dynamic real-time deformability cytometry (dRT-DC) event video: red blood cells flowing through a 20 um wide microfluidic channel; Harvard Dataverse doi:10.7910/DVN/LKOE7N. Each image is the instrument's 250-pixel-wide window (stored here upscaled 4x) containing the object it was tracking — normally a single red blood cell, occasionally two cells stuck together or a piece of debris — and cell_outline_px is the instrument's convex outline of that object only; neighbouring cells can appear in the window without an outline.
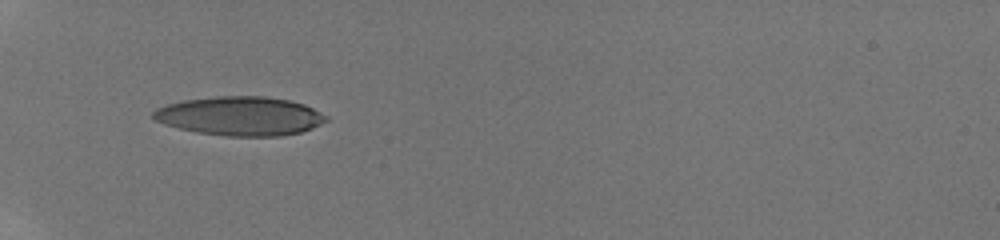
{"species": "human", "species_latin": "Homo sapiens", "temperature_condition": "room temperature", "stored_images_in_passage": 34, "camera_frame_rate_fps": 3000, "um_per_image_px": 0.085, "donor": {"sex": "male"}, "frame": {"image": 1, "passage_image": 1, "time_ms": 0.0, "image_size_px": [1000, 240], "cell_outline_px": [[328, 120], [312, 128], [300, 132], [280, 136], [228, 136], [200, 132], [180, 128], [164, 124], [156, 120], [152, 116], [152, 112], [156, 108], [168, 104], [184, 100], [216, 96], [264, 96], [288, 100], [304, 104], [328, 116]], "centroid_in_image_um": [20.42, 9.86], "position_along_channel_um": 64.6, "area_um2": 39.02}}
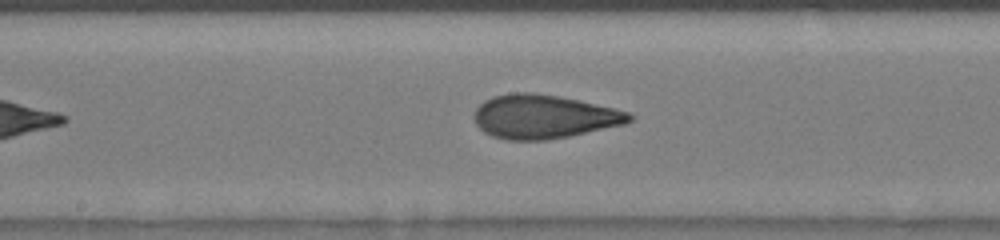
{"frame": {"image": 2, "passage_image": 19, "time_ms": 3.667, "image_size_px": [1000, 240], "cell_outline_px": [[636, 116], [632, 120], [624, 124], [568, 136], [548, 140], [508, 140], [492, 136], [484, 132], [476, 124], [476, 108], [484, 100], [492, 96], [512, 92], [532, 92], [560, 96], [616, 108], [628, 112]], "centroid_in_image_um": [46.24, 9.9], "position_along_channel_um": 202.0, "area_um2": 39.59}}
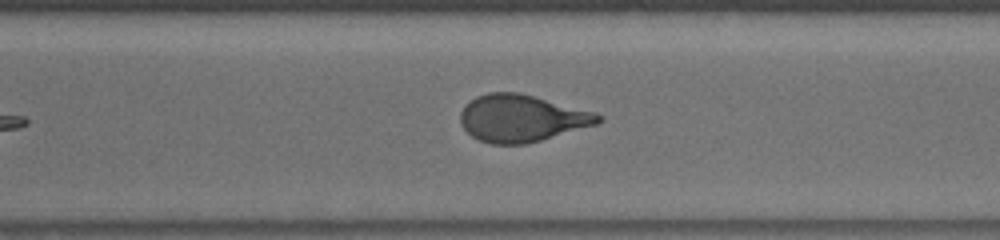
{"frame": {"image": 3, "passage_image": 31, "time_ms": 6.667, "image_size_px": [1000, 240], "cell_outline_px": [[604, 120], [596, 124], [540, 140], [524, 144], [492, 144], [480, 140], [472, 136], [460, 124], [460, 112], [476, 96], [488, 92], [520, 92], [596, 112], [604, 116]], "centroid_in_image_um": [44.36, 10.04], "position_along_channel_um": 326.2, "area_um2": 37.69}}